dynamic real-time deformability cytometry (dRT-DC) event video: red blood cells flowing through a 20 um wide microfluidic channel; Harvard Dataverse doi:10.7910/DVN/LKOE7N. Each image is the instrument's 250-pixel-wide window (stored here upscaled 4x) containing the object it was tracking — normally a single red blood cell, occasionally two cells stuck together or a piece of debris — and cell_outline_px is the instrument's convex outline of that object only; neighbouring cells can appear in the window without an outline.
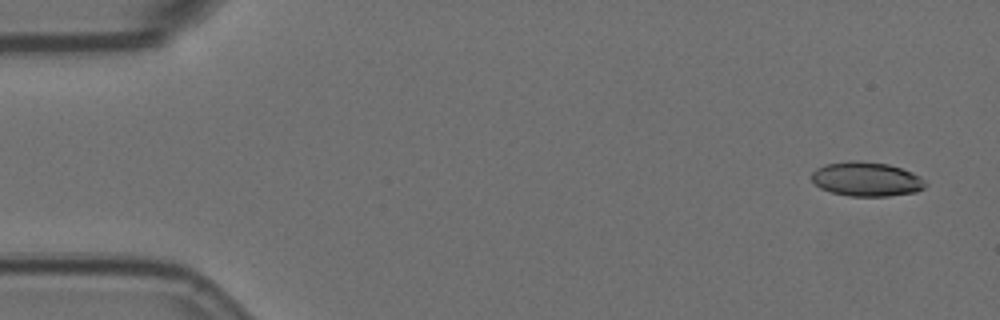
{"species": "Egyptian fruit bat (a non-hibernating species)", "species_latin": "Rousettus aegyptiacus", "temperature_condition": "room temperature", "stored_images_in_passage": 5, "camera_frame_rate_fps": 3000, "um_per_image_px": 0.085, "animal": {"sex": "female"}, "frame": {"image": 1, "passage_image": 1, "time_ms": 0.0, "image_size_px": [1000, 320], "cell_outline_px": [[928, 184], [924, 188], [916, 192], [888, 196], [848, 196], [832, 192], [820, 188], [812, 180], [812, 172], [816, 168], [828, 164], [848, 160], [856, 160], [888, 164], [912, 172], [920, 176]], "centroid_in_image_um": [73.67, 15.23], "position_along_channel_um": 11.3, "area_um2": 22.77}}
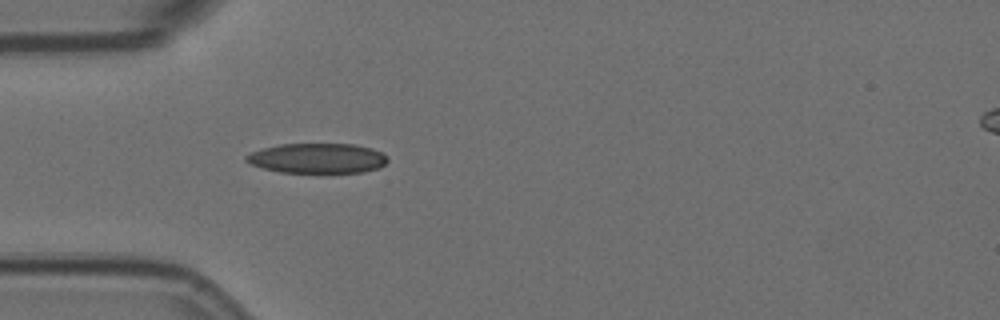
{"frame": {"image": 2, "passage_image": 5, "time_ms": 1.333, "image_size_px": [1000, 320], "cell_outline_px": [[388, 160], [380, 168], [364, 172], [280, 172], [264, 168], [252, 164], [244, 160], [244, 156], [252, 152], [264, 148], [280, 144], [352, 144], [372, 148], [384, 152], [388, 156]], "centroid_in_image_um": [27.03, 13.45], "position_along_channel_um": 58.0, "area_um2": 24.68}}